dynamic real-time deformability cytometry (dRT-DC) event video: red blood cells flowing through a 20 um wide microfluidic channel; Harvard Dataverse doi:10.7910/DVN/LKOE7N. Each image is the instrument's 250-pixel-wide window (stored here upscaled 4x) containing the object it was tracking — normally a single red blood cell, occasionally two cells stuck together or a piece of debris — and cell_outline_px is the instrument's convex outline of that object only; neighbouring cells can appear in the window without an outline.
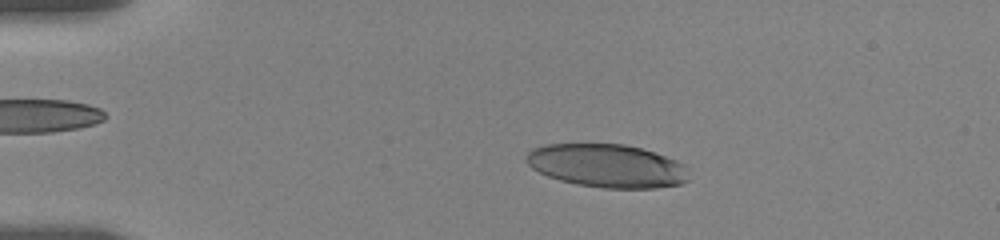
{"species": "human", "species_latin": "Homo sapiens", "temperature_condition": "room temperature", "stored_images_in_passage": 35, "camera_frame_rate_fps": 3000, "um_per_image_px": 0.085, "donor": {"sex": "female"}, "frame": {"image": 1, "passage_image": 14, "time_ms": 3.333, "image_size_px": [1000, 240], "cell_outline_px": [[688, 180], [680, 184], [656, 188], [604, 188], [576, 184], [560, 180], [548, 176], [532, 168], [524, 160], [524, 156], [532, 148], [544, 144], [624, 144], [640, 148], [676, 160], [684, 164]], "centroid_in_image_um": [51.55, 14.09], "position_along_channel_um": 33.5, "area_um2": 40.92}}
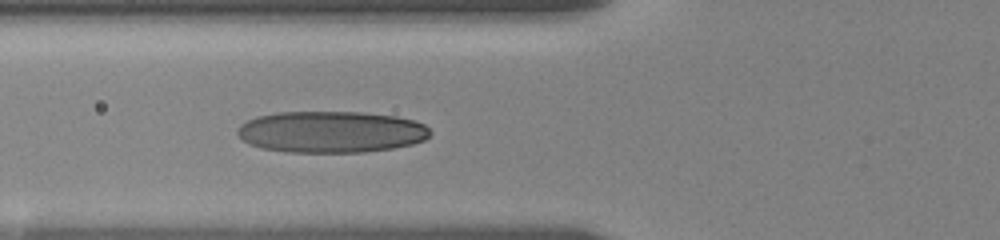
{"frame": {"image": 2, "passage_image": 27, "time_ms": 6.667, "image_size_px": [1000, 240], "cell_outline_px": [[432, 132], [424, 140], [412, 144], [392, 148], [364, 152], [288, 152], [260, 148], [244, 140], [236, 132], [240, 124], [256, 116], [276, 112], [360, 112], [396, 116], [416, 120], [424, 124]], "centroid_in_image_um": [28.15, 11.2], "position_along_channel_um": 97.6, "area_um2": 46.76}}
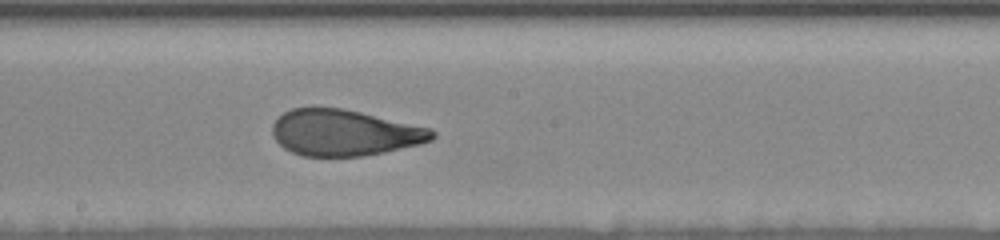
{"frame": {"image": 3, "passage_image": 35, "time_ms": 10.0, "image_size_px": [1000, 240], "cell_outline_px": [[436, 136], [432, 140], [420, 144], [384, 152], [360, 156], [300, 156], [284, 148], [272, 136], [272, 124], [284, 112], [292, 108], [340, 108], [360, 112], [432, 128], [436, 132]], "centroid_in_image_um": [29.28, 11.29], "position_along_channel_um": 218.9, "area_um2": 42.89}}